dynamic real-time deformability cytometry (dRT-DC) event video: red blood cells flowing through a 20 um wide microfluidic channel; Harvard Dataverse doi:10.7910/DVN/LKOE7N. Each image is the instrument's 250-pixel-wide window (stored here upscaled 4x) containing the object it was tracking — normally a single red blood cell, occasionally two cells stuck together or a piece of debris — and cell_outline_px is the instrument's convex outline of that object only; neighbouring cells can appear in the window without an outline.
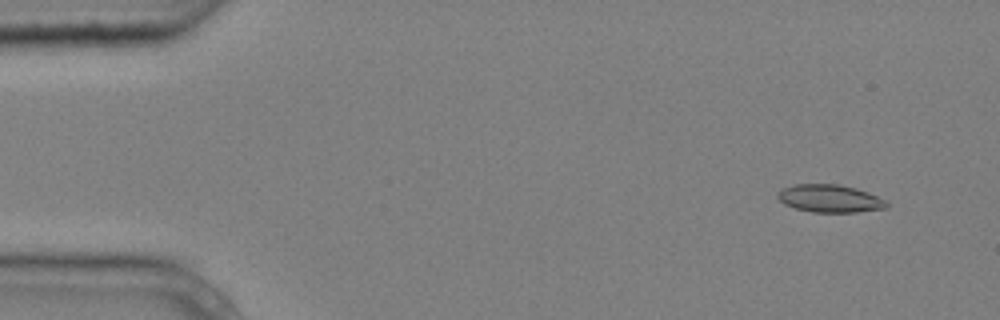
{"species": "common noctule bat (a hibernating species)", "species_latin": "Nyctalus noctula", "temperature_condition": "cold", "stored_images_in_passage": 4, "camera_frame_rate_fps": 3000, "um_per_image_px": 0.085, "animal": {"sex": "male", "body_mass_g": 20.4}, "frame": {"image": 1, "passage_image": 1, "time_ms": 0.0, "image_size_px": [1000, 320], "cell_outline_px": [[888, 208], [856, 212], [812, 212], [796, 208], [784, 204], [776, 196], [776, 192], [780, 188], [792, 184], [840, 184], [856, 188], [868, 192], [884, 200], [888, 204]], "centroid_in_image_um": [70.49, 16.86], "position_along_channel_um": 14.5, "area_um2": 17.74}}
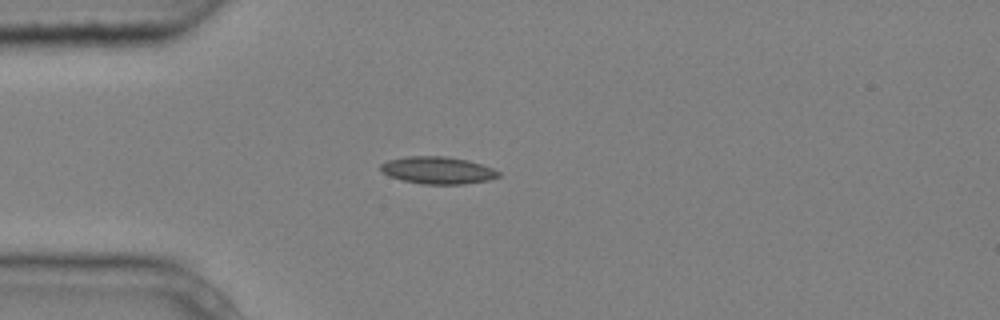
{"frame": {"image": 2, "passage_image": 4, "time_ms": 1.0, "image_size_px": [1000, 320], "cell_outline_px": [[500, 176], [488, 180], [464, 184], [420, 184], [400, 180], [388, 176], [380, 172], [380, 164], [388, 160], [404, 156], [448, 156], [468, 160], [492, 168], [500, 172]], "centroid_in_image_um": [37.15, 14.47], "position_along_channel_um": 47.8, "area_um2": 18.96}}